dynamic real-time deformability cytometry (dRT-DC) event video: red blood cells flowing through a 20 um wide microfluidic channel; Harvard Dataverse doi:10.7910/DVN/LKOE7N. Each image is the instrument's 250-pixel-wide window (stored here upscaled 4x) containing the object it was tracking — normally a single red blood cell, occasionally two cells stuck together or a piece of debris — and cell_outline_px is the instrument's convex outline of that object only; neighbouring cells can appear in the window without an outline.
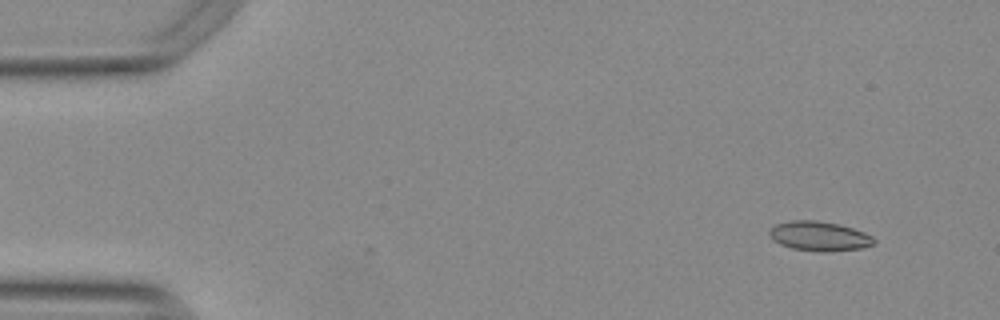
{"species": "Egyptian fruit bat (a non-hibernating species)", "species_latin": "Rousettus aegyptiacus", "temperature_condition": "warm", "stored_images_in_passage": 43, "camera_frame_rate_fps": 3000, "um_per_image_px": 0.085, "animal": {"sex": "female"}, "frame": {"image": 1, "passage_image": 1, "time_ms": 0.0, "image_size_px": [1000, 320], "cell_outline_px": [[876, 240], [872, 244], [860, 248], [828, 252], [820, 252], [792, 248], [780, 244], [768, 232], [776, 224], [792, 220], [816, 220], [836, 224], [852, 228], [864, 232], [872, 236]], "centroid_in_image_um": [69.65, 20.07], "position_along_channel_um": 15.3, "area_um2": 17.69}}
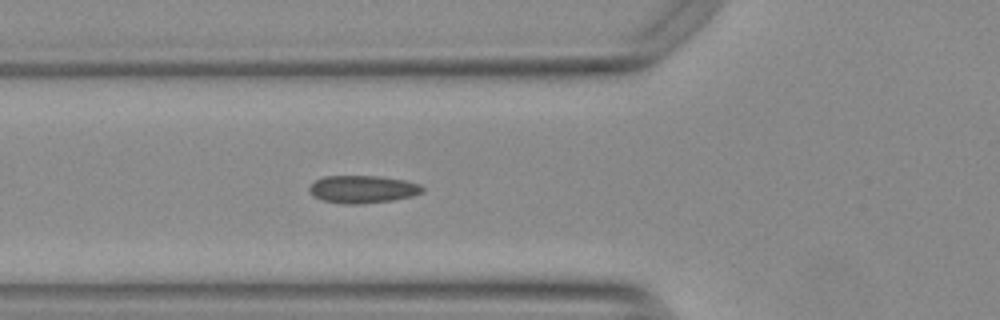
{"frame": {"image": 2, "passage_image": 16, "time_ms": 5.0, "image_size_px": [1000, 320], "cell_outline_px": [[424, 192], [412, 196], [392, 200], [360, 204], [344, 204], [324, 200], [312, 196], [308, 188], [316, 180], [324, 176], [380, 176], [404, 180], [420, 184], [424, 188]], "centroid_in_image_um": [30.84, 16.08], "position_along_channel_um": 95.0, "area_um2": 18.21}}
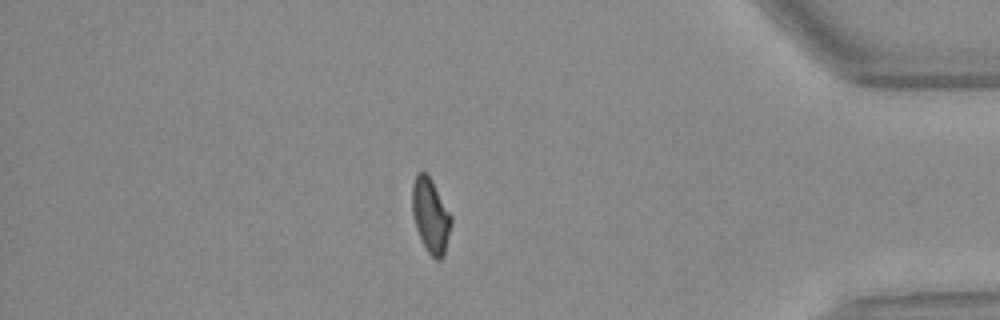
{"frame": {"image": 3, "passage_image": 43, "time_ms": 14.0, "image_size_px": [1000, 320], "cell_outline_px": [[452, 224], [444, 256], [440, 260], [436, 260], [428, 252], [416, 228], [412, 212], [412, 184], [416, 172], [424, 172], [432, 180], [452, 216]], "centroid_in_image_um": [36.61, 18.32], "position_along_channel_um": 398.6, "area_um2": 16.94}, "authors_computed_cell_mechanics": {"area_um2": 17.629, "velocity_mm_per_s": 3.7737, "shape_relaxation_time_tau1_ms": null, "shape_relaxation_time_tau2_ms": 0.6921, "deformation_change_tau1": null, "deformation_change_tau2": 0.0555}}